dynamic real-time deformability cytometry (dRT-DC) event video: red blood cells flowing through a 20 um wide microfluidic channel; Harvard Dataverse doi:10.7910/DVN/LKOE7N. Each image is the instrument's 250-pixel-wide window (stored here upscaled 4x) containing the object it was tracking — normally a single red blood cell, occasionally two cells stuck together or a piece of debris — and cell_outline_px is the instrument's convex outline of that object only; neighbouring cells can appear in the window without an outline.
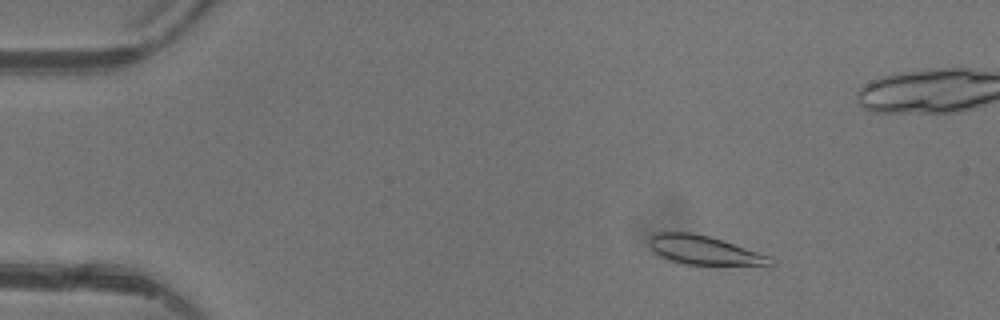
{"species": "common noctule bat (a hibernating species)", "species_latin": "Nyctalus noctula", "temperature_condition": "warm", "stored_images_in_passage": 6, "camera_frame_rate_fps": 3000, "um_per_image_px": 0.085, "animal": {"sex": "female"}, "frame": {"image": 1, "passage_image": 3, "time_ms": 2.333, "image_size_px": [1000, 320], "cell_outline_px": [[776, 264], [772, 268], [768, 268], [684, 264], [660, 256], [648, 244], [648, 236], [656, 232], [692, 232], [724, 240], [768, 256]], "centroid_in_image_um": [59.97, 21.31], "position_along_channel_um": 25.0, "area_um2": 21.33}}